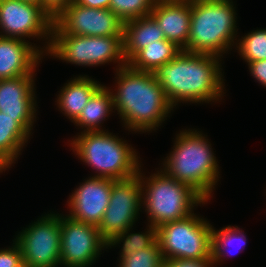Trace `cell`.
<instances>
[{
	"label": "cell",
	"instance_id": "cell-14",
	"mask_svg": "<svg viewBox=\"0 0 266 267\" xmlns=\"http://www.w3.org/2000/svg\"><path fill=\"white\" fill-rule=\"evenodd\" d=\"M113 180L90 176L69 195L70 218L98 227L109 205Z\"/></svg>",
	"mask_w": 266,
	"mask_h": 267
},
{
	"label": "cell",
	"instance_id": "cell-5",
	"mask_svg": "<svg viewBox=\"0 0 266 267\" xmlns=\"http://www.w3.org/2000/svg\"><path fill=\"white\" fill-rule=\"evenodd\" d=\"M71 140V150L96 170L95 177L118 180L139 172L141 162L135 149L111 132H82Z\"/></svg>",
	"mask_w": 266,
	"mask_h": 267
},
{
	"label": "cell",
	"instance_id": "cell-10",
	"mask_svg": "<svg viewBox=\"0 0 266 267\" xmlns=\"http://www.w3.org/2000/svg\"><path fill=\"white\" fill-rule=\"evenodd\" d=\"M142 207V184L139 172L132 177L113 180L109 205L98 230L101 236L109 241L114 235L122 233L140 216Z\"/></svg>",
	"mask_w": 266,
	"mask_h": 267
},
{
	"label": "cell",
	"instance_id": "cell-12",
	"mask_svg": "<svg viewBox=\"0 0 266 267\" xmlns=\"http://www.w3.org/2000/svg\"><path fill=\"white\" fill-rule=\"evenodd\" d=\"M61 266L91 267L102 250L107 249V241L98 228L61 215ZM98 258V259H97Z\"/></svg>",
	"mask_w": 266,
	"mask_h": 267
},
{
	"label": "cell",
	"instance_id": "cell-29",
	"mask_svg": "<svg viewBox=\"0 0 266 267\" xmlns=\"http://www.w3.org/2000/svg\"><path fill=\"white\" fill-rule=\"evenodd\" d=\"M74 0H41V8L54 20Z\"/></svg>",
	"mask_w": 266,
	"mask_h": 267
},
{
	"label": "cell",
	"instance_id": "cell-33",
	"mask_svg": "<svg viewBox=\"0 0 266 267\" xmlns=\"http://www.w3.org/2000/svg\"><path fill=\"white\" fill-rule=\"evenodd\" d=\"M21 1H25V2H30V3L41 5V0H21Z\"/></svg>",
	"mask_w": 266,
	"mask_h": 267
},
{
	"label": "cell",
	"instance_id": "cell-15",
	"mask_svg": "<svg viewBox=\"0 0 266 267\" xmlns=\"http://www.w3.org/2000/svg\"><path fill=\"white\" fill-rule=\"evenodd\" d=\"M34 76L0 80V112L16 117V121L30 135L37 115Z\"/></svg>",
	"mask_w": 266,
	"mask_h": 267
},
{
	"label": "cell",
	"instance_id": "cell-6",
	"mask_svg": "<svg viewBox=\"0 0 266 267\" xmlns=\"http://www.w3.org/2000/svg\"><path fill=\"white\" fill-rule=\"evenodd\" d=\"M139 169L142 184V209L148 215V222L159 227L163 224L182 220L194 212L195 206L207 201L189 185L177 181L162 169L145 177Z\"/></svg>",
	"mask_w": 266,
	"mask_h": 267
},
{
	"label": "cell",
	"instance_id": "cell-1",
	"mask_svg": "<svg viewBox=\"0 0 266 267\" xmlns=\"http://www.w3.org/2000/svg\"><path fill=\"white\" fill-rule=\"evenodd\" d=\"M220 58L181 50L174 59L159 66L153 73L174 108L181 102H220L225 94Z\"/></svg>",
	"mask_w": 266,
	"mask_h": 267
},
{
	"label": "cell",
	"instance_id": "cell-30",
	"mask_svg": "<svg viewBox=\"0 0 266 267\" xmlns=\"http://www.w3.org/2000/svg\"><path fill=\"white\" fill-rule=\"evenodd\" d=\"M170 267H213V258L207 259H171L165 261Z\"/></svg>",
	"mask_w": 266,
	"mask_h": 267
},
{
	"label": "cell",
	"instance_id": "cell-35",
	"mask_svg": "<svg viewBox=\"0 0 266 267\" xmlns=\"http://www.w3.org/2000/svg\"><path fill=\"white\" fill-rule=\"evenodd\" d=\"M159 267H170L165 261Z\"/></svg>",
	"mask_w": 266,
	"mask_h": 267
},
{
	"label": "cell",
	"instance_id": "cell-11",
	"mask_svg": "<svg viewBox=\"0 0 266 267\" xmlns=\"http://www.w3.org/2000/svg\"><path fill=\"white\" fill-rule=\"evenodd\" d=\"M53 24L54 20L39 4L21 0H0V36L21 40L30 37L46 39V54L51 43Z\"/></svg>",
	"mask_w": 266,
	"mask_h": 267
},
{
	"label": "cell",
	"instance_id": "cell-20",
	"mask_svg": "<svg viewBox=\"0 0 266 267\" xmlns=\"http://www.w3.org/2000/svg\"><path fill=\"white\" fill-rule=\"evenodd\" d=\"M29 136L16 117L0 112V173L15 164Z\"/></svg>",
	"mask_w": 266,
	"mask_h": 267
},
{
	"label": "cell",
	"instance_id": "cell-16",
	"mask_svg": "<svg viewBox=\"0 0 266 267\" xmlns=\"http://www.w3.org/2000/svg\"><path fill=\"white\" fill-rule=\"evenodd\" d=\"M45 48L28 40L0 36V80L35 75Z\"/></svg>",
	"mask_w": 266,
	"mask_h": 267
},
{
	"label": "cell",
	"instance_id": "cell-7",
	"mask_svg": "<svg viewBox=\"0 0 266 267\" xmlns=\"http://www.w3.org/2000/svg\"><path fill=\"white\" fill-rule=\"evenodd\" d=\"M213 226L196 214L156 228V239L164 261L212 257Z\"/></svg>",
	"mask_w": 266,
	"mask_h": 267
},
{
	"label": "cell",
	"instance_id": "cell-26",
	"mask_svg": "<svg viewBox=\"0 0 266 267\" xmlns=\"http://www.w3.org/2000/svg\"><path fill=\"white\" fill-rule=\"evenodd\" d=\"M155 0H110L109 9L123 23L151 14Z\"/></svg>",
	"mask_w": 266,
	"mask_h": 267
},
{
	"label": "cell",
	"instance_id": "cell-18",
	"mask_svg": "<svg viewBox=\"0 0 266 267\" xmlns=\"http://www.w3.org/2000/svg\"><path fill=\"white\" fill-rule=\"evenodd\" d=\"M102 86L87 75L74 77L66 83L56 99V105L73 123L80 115L81 110L88 103L91 96Z\"/></svg>",
	"mask_w": 266,
	"mask_h": 267
},
{
	"label": "cell",
	"instance_id": "cell-19",
	"mask_svg": "<svg viewBox=\"0 0 266 267\" xmlns=\"http://www.w3.org/2000/svg\"><path fill=\"white\" fill-rule=\"evenodd\" d=\"M159 40H165V36L151 15L125 22L122 35L125 61L128 62L139 50Z\"/></svg>",
	"mask_w": 266,
	"mask_h": 267
},
{
	"label": "cell",
	"instance_id": "cell-9",
	"mask_svg": "<svg viewBox=\"0 0 266 267\" xmlns=\"http://www.w3.org/2000/svg\"><path fill=\"white\" fill-rule=\"evenodd\" d=\"M14 240L20 246L23 262L29 267H58L61 265V214L42 215Z\"/></svg>",
	"mask_w": 266,
	"mask_h": 267
},
{
	"label": "cell",
	"instance_id": "cell-25",
	"mask_svg": "<svg viewBox=\"0 0 266 267\" xmlns=\"http://www.w3.org/2000/svg\"><path fill=\"white\" fill-rule=\"evenodd\" d=\"M237 48V49H236ZM235 50L245 62L266 60V28L253 30L238 38Z\"/></svg>",
	"mask_w": 266,
	"mask_h": 267
},
{
	"label": "cell",
	"instance_id": "cell-28",
	"mask_svg": "<svg viewBox=\"0 0 266 267\" xmlns=\"http://www.w3.org/2000/svg\"><path fill=\"white\" fill-rule=\"evenodd\" d=\"M13 241L8 249H0V267H17L23 262L20 246Z\"/></svg>",
	"mask_w": 266,
	"mask_h": 267
},
{
	"label": "cell",
	"instance_id": "cell-13",
	"mask_svg": "<svg viewBox=\"0 0 266 267\" xmlns=\"http://www.w3.org/2000/svg\"><path fill=\"white\" fill-rule=\"evenodd\" d=\"M123 21L110 9L70 3L55 19L52 34L78 36H122Z\"/></svg>",
	"mask_w": 266,
	"mask_h": 267
},
{
	"label": "cell",
	"instance_id": "cell-32",
	"mask_svg": "<svg viewBox=\"0 0 266 267\" xmlns=\"http://www.w3.org/2000/svg\"><path fill=\"white\" fill-rule=\"evenodd\" d=\"M80 6L96 8V9H109L110 0H74Z\"/></svg>",
	"mask_w": 266,
	"mask_h": 267
},
{
	"label": "cell",
	"instance_id": "cell-22",
	"mask_svg": "<svg viewBox=\"0 0 266 267\" xmlns=\"http://www.w3.org/2000/svg\"><path fill=\"white\" fill-rule=\"evenodd\" d=\"M181 50L172 41L159 40L139 50L127 65L136 71L153 73L159 66L174 59Z\"/></svg>",
	"mask_w": 266,
	"mask_h": 267
},
{
	"label": "cell",
	"instance_id": "cell-2",
	"mask_svg": "<svg viewBox=\"0 0 266 267\" xmlns=\"http://www.w3.org/2000/svg\"><path fill=\"white\" fill-rule=\"evenodd\" d=\"M115 78L114 110L126 129L135 133L152 132L167 120L174 107L154 73L136 71L126 65L116 70Z\"/></svg>",
	"mask_w": 266,
	"mask_h": 267
},
{
	"label": "cell",
	"instance_id": "cell-17",
	"mask_svg": "<svg viewBox=\"0 0 266 267\" xmlns=\"http://www.w3.org/2000/svg\"><path fill=\"white\" fill-rule=\"evenodd\" d=\"M150 15L162 29L166 40L174 42L182 50L187 46L192 0L155 2Z\"/></svg>",
	"mask_w": 266,
	"mask_h": 267
},
{
	"label": "cell",
	"instance_id": "cell-31",
	"mask_svg": "<svg viewBox=\"0 0 266 267\" xmlns=\"http://www.w3.org/2000/svg\"><path fill=\"white\" fill-rule=\"evenodd\" d=\"M250 74L262 86L266 87V60H257L248 63Z\"/></svg>",
	"mask_w": 266,
	"mask_h": 267
},
{
	"label": "cell",
	"instance_id": "cell-4",
	"mask_svg": "<svg viewBox=\"0 0 266 267\" xmlns=\"http://www.w3.org/2000/svg\"><path fill=\"white\" fill-rule=\"evenodd\" d=\"M235 8L232 0H192L188 44L183 51L223 58L237 43Z\"/></svg>",
	"mask_w": 266,
	"mask_h": 267
},
{
	"label": "cell",
	"instance_id": "cell-27",
	"mask_svg": "<svg viewBox=\"0 0 266 267\" xmlns=\"http://www.w3.org/2000/svg\"><path fill=\"white\" fill-rule=\"evenodd\" d=\"M163 262L161 248L156 240L150 247L119 260L118 267H159Z\"/></svg>",
	"mask_w": 266,
	"mask_h": 267
},
{
	"label": "cell",
	"instance_id": "cell-21",
	"mask_svg": "<svg viewBox=\"0 0 266 267\" xmlns=\"http://www.w3.org/2000/svg\"><path fill=\"white\" fill-rule=\"evenodd\" d=\"M114 110L112 89L102 85L89 99L81 110L79 117L73 122L74 125L82 127V132L104 131L101 123L109 117Z\"/></svg>",
	"mask_w": 266,
	"mask_h": 267
},
{
	"label": "cell",
	"instance_id": "cell-34",
	"mask_svg": "<svg viewBox=\"0 0 266 267\" xmlns=\"http://www.w3.org/2000/svg\"><path fill=\"white\" fill-rule=\"evenodd\" d=\"M163 1H191V0H155V2H163Z\"/></svg>",
	"mask_w": 266,
	"mask_h": 267
},
{
	"label": "cell",
	"instance_id": "cell-24",
	"mask_svg": "<svg viewBox=\"0 0 266 267\" xmlns=\"http://www.w3.org/2000/svg\"><path fill=\"white\" fill-rule=\"evenodd\" d=\"M238 226L228 225L227 227H223L220 230H216L214 227L212 229V258L213 264L223 262L222 260L226 258L225 256L231 254L232 251L229 250L230 247L235 243H238V250L241 252V247L245 246L247 238ZM241 244V245H240ZM233 248H235L233 246ZM237 250V249H236ZM233 254V253H232Z\"/></svg>",
	"mask_w": 266,
	"mask_h": 267
},
{
	"label": "cell",
	"instance_id": "cell-3",
	"mask_svg": "<svg viewBox=\"0 0 266 267\" xmlns=\"http://www.w3.org/2000/svg\"><path fill=\"white\" fill-rule=\"evenodd\" d=\"M201 131L185 129L176 135L173 150L164 159L163 171L197 191L207 202L219 180L212 146Z\"/></svg>",
	"mask_w": 266,
	"mask_h": 267
},
{
	"label": "cell",
	"instance_id": "cell-8",
	"mask_svg": "<svg viewBox=\"0 0 266 267\" xmlns=\"http://www.w3.org/2000/svg\"><path fill=\"white\" fill-rule=\"evenodd\" d=\"M46 55L78 66H99L118 63L127 65L123 54L122 36H78L52 34Z\"/></svg>",
	"mask_w": 266,
	"mask_h": 267
},
{
	"label": "cell",
	"instance_id": "cell-23",
	"mask_svg": "<svg viewBox=\"0 0 266 267\" xmlns=\"http://www.w3.org/2000/svg\"><path fill=\"white\" fill-rule=\"evenodd\" d=\"M132 227L128 228L122 233L114 235L109 241H107V249L116 247V245L122 244V249L120 250V259L129 256L131 253L136 251H141L145 248L150 247L156 239V227L152 226L150 223L148 225L147 231L145 233H130Z\"/></svg>",
	"mask_w": 266,
	"mask_h": 267
},
{
	"label": "cell",
	"instance_id": "cell-36",
	"mask_svg": "<svg viewBox=\"0 0 266 267\" xmlns=\"http://www.w3.org/2000/svg\"><path fill=\"white\" fill-rule=\"evenodd\" d=\"M17 267H29L27 264H25L24 262H22L19 266Z\"/></svg>",
	"mask_w": 266,
	"mask_h": 267
}]
</instances>
